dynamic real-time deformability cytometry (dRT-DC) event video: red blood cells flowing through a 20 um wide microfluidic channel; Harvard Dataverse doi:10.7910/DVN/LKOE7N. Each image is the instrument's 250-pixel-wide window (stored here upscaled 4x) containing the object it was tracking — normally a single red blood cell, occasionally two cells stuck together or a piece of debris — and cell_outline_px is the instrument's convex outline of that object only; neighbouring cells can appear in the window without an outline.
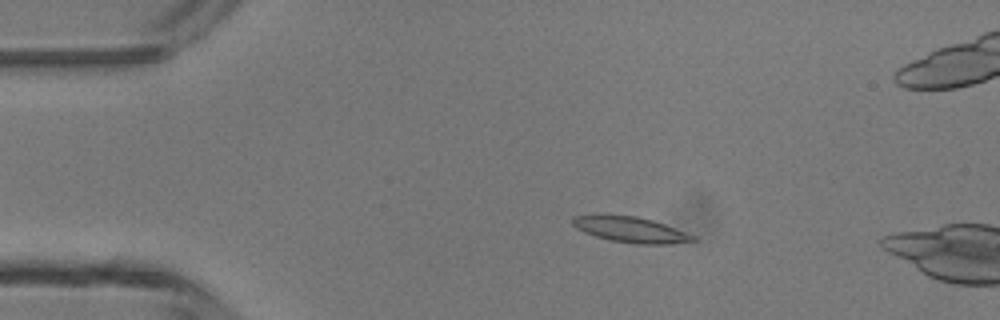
{"species": "common noctule bat (a hibernating species)", "species_latin": "Nyctalus noctula", "temperature_condition": "room temperature", "stored_images_in_passage": 48, "camera_frame_rate_fps": 3000, "um_per_image_px": 0.085, "animal": {"sex": "male", "body_mass_g": 13.3}, "frame": {"image": 1, "passage_image": 9, "time_ms": 2.667, "image_size_px": [1000, 320], "cell_outline_px": [[696, 240], [672, 244], [636, 244], [612, 240], [596, 236], [584, 232], [576, 228], [572, 224], [572, 216], [596, 212], [604, 212], [636, 216], [652, 220], [664, 224], [696, 236]], "centroid_in_image_um": [53.51, 19.47], "position_along_channel_um": 31.5, "area_um2": 18.55}}
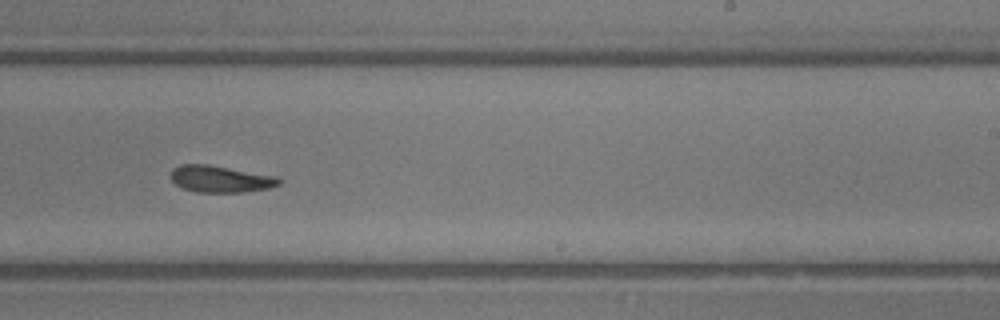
{"frame": {"image": 2, "passage_image": 29, "time_ms": 9.333, "image_size_px": [1000, 320], "cell_outline_px": [[280, 184], [268, 188], [240, 192], [196, 192], [184, 188], [176, 184], [168, 176], [172, 168], [180, 164], [208, 164], [276, 176], [280, 180]], "centroid_in_image_um": [18.67, 15.2], "position_along_channel_um": 270.3, "area_um2": 16.82}}
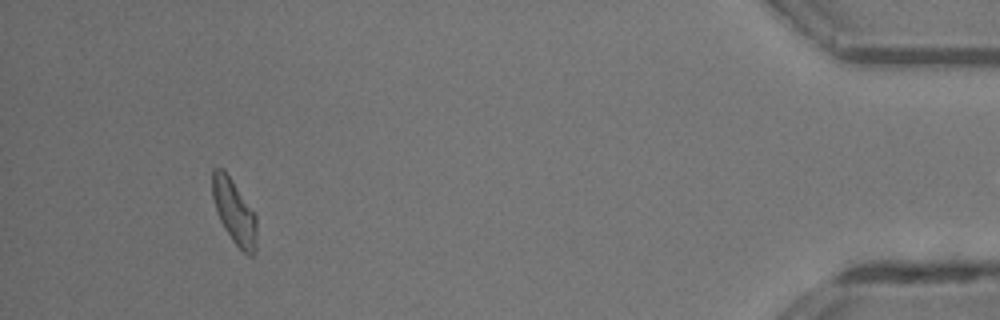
{"frame": {"image": 3, "passage_image": 44, "time_ms": 14.333, "image_size_px": [1000, 320], "cell_outline_px": [[256, 252], [252, 256], [248, 256], [232, 240], [224, 228], [220, 220], [212, 196], [212, 168], [224, 168], [256, 212]], "centroid_in_image_um": [19.93, 17.97], "position_along_channel_um": 415.3, "area_um2": 16.94}, "authors_computed_cell_mechanics": {"area_um2": 17.1955, "velocity_mm_per_s": 4.3312, "shape_relaxation_time_tau1_ms": 3.0517, "shape_relaxation_time_tau2_ms": 3.1231, "deformation_change_tau1": 0.144, "deformation_change_tau2": 0.1233}}